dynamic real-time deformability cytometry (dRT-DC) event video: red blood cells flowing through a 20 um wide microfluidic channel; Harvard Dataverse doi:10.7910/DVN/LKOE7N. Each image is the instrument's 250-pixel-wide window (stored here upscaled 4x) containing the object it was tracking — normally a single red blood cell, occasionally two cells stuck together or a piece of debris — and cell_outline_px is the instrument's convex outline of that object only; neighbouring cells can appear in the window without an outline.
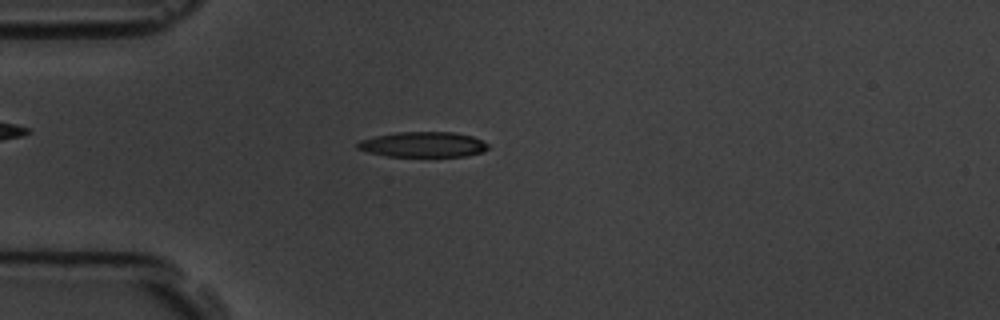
{"species": "common noctule bat (a hibernating species)", "species_latin": "Nyctalus noctula", "temperature_condition": "room temperature", "stored_images_in_passage": 4, "camera_frame_rate_fps": 3000, "um_per_image_px": 0.085, "animal": {"sex": "male", "body_mass_g": 19.5, "forearm_length_mm": 54.6}, "frame": {"image": 1, "passage_image": 4, "time_ms": 3.333, "image_size_px": [1000, 320], "cell_outline_px": [[488, 148], [484, 152], [464, 156], [388, 156], [368, 152], [356, 148], [356, 144], [360, 140], [376, 136], [396, 132], [452, 132], [472, 136], [488, 144]], "centroid_in_image_um": [35.95, 12.28], "position_along_channel_um": 49.0, "area_um2": 19.13}}